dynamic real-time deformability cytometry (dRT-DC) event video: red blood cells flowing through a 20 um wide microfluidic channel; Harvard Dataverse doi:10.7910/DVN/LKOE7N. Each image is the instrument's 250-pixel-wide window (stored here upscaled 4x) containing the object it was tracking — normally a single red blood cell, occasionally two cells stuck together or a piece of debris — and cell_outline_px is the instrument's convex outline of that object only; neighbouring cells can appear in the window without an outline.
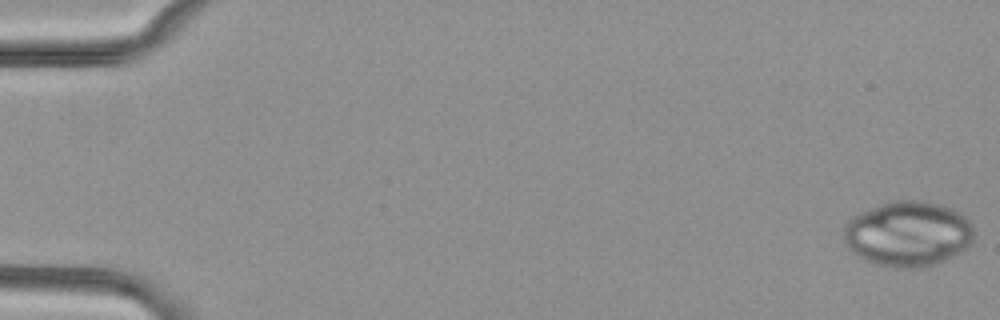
{"species": "common noctule bat (a hibernating species)", "species_latin": "Nyctalus noctula", "temperature_condition": "cold", "stored_images_in_passage": 54, "camera_frame_rate_fps": 3000, "um_per_image_px": 0.085, "animal": {"sex": "female", "body_mass_g": 29.2, "forearm_length_mm": 56.3}, "frame": {"image": 1, "passage_image": 1, "time_ms": 0.0, "image_size_px": [1000, 320], "cell_outline_px": [[972, 240], [960, 252], [936, 264], [924, 268], [896, 268], [876, 264], [864, 260], [852, 252], [844, 244], [844, 224], [852, 216], [860, 212], [880, 204], [896, 200], [920, 200], [940, 204], [960, 212], [972, 224]], "centroid_in_image_um": [77.14, 19.88], "position_along_channel_um": 7.9, "area_um2": 49.71}}